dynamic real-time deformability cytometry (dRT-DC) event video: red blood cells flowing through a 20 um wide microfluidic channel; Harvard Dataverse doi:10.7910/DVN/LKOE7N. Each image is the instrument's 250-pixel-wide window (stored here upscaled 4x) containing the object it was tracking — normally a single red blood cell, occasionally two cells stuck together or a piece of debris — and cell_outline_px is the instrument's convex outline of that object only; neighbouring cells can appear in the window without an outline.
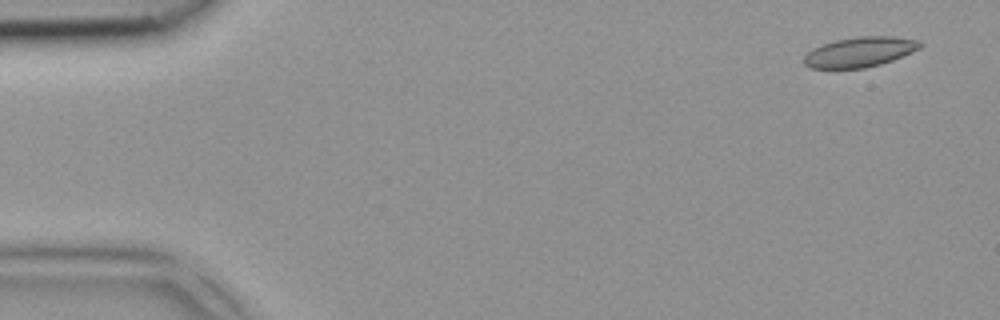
{"species": "common noctule bat (a hibernating species)", "species_latin": "Nyctalus noctula", "temperature_condition": "room temperature", "stored_images_in_passage": 4, "camera_frame_rate_fps": 3000, "um_per_image_px": 0.085, "animal": {"sex": "female", "body_mass_g": 18.4}, "frame": {"image": 1, "passage_image": 1, "time_ms": 0.0, "image_size_px": [1000, 320], "cell_outline_px": [[924, 44], [920, 48], [892, 60], [880, 64], [864, 68], [808, 68], [804, 64], [804, 56], [812, 48], [836, 40], [860, 36], [892, 36], [920, 40]], "centroid_in_image_um": [73.09, 4.41], "position_along_channel_um": 11.9, "area_um2": 20.23}}
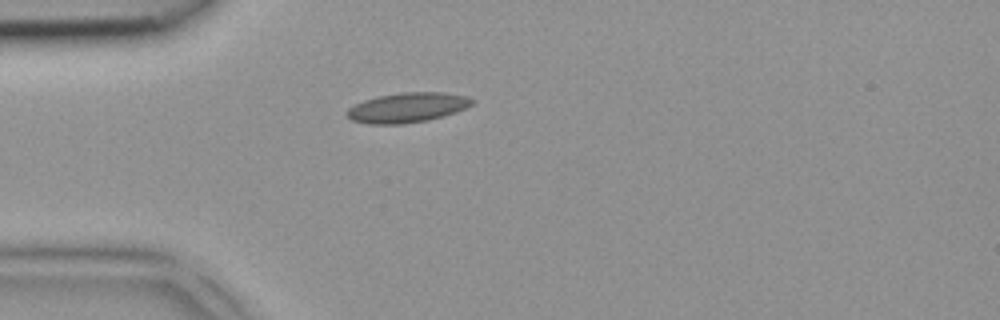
{"frame": {"image": 2, "passage_image": 4, "time_ms": 1.0, "image_size_px": [1000, 320], "cell_outline_px": [[476, 100], [472, 104], [456, 112], [428, 120], [400, 124], [368, 124], [352, 120], [344, 112], [348, 108], [364, 100], [376, 96], [404, 92], [444, 92], [468, 96]], "centroid_in_image_um": [34.62, 9.13], "position_along_channel_um": 50.4, "area_um2": 21.79}}